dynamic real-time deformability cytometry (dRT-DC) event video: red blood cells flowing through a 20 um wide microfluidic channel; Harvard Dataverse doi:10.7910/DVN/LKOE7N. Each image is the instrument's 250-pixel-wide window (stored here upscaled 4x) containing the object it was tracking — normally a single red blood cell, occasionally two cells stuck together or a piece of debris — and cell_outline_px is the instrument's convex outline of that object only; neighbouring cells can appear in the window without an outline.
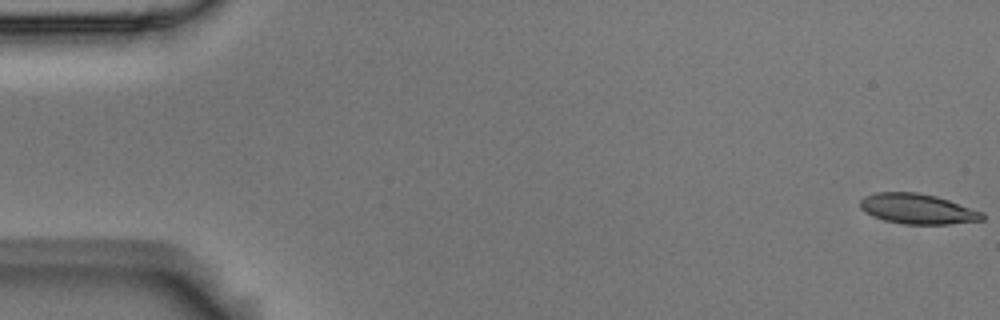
{"species": "Egyptian fruit bat (a non-hibernating species)", "species_latin": "Rousettus aegyptiacus", "temperature_condition": "room temperature", "stored_images_in_passage": 11, "camera_frame_rate_fps": 3000, "um_per_image_px": 0.085, "animal": {"sex": "male"}, "frame": {"image": 1, "passage_image": 1, "time_ms": 0.0, "image_size_px": [1000, 320], "cell_outline_px": [[984, 220], [948, 224], [904, 224], [884, 220], [872, 216], [860, 208], [860, 200], [864, 196], [876, 192], [916, 192], [936, 196], [984, 212]], "centroid_in_image_um": [77.98, 17.75], "position_along_channel_um": 7.0, "area_um2": 21.5}}